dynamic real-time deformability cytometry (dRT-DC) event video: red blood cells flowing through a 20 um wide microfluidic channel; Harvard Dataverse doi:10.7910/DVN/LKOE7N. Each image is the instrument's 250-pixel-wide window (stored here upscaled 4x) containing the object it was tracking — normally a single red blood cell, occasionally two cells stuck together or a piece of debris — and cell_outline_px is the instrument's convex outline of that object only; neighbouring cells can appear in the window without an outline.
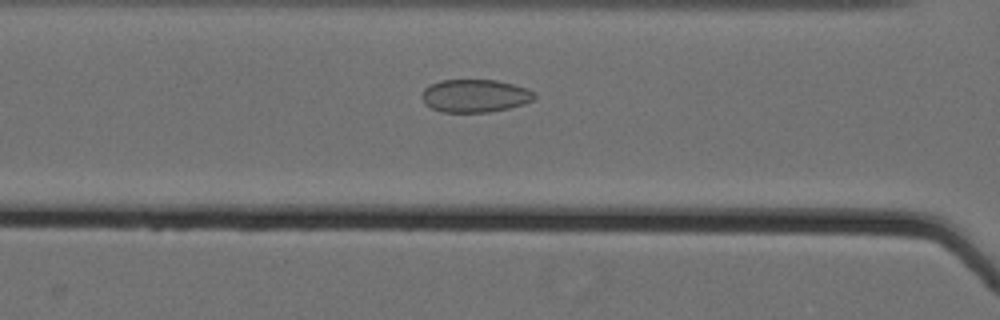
{"species": "Egyptian fruit bat (a non-hibernating species)", "species_latin": "Rousettus aegyptiacus", "temperature_condition": "cold", "stored_images_in_passage": 56, "camera_frame_rate_fps": 3000, "um_per_image_px": 0.085, "animal": {"sex": "female"}, "frame": {"image": 1, "passage_image": 25, "time_ms": 8.0, "image_size_px": [1000, 320], "cell_outline_px": [[536, 96], [532, 100], [524, 104], [508, 108], [488, 112], [440, 112], [424, 104], [420, 96], [424, 88], [440, 80], [496, 80], [528, 88], [536, 92]], "centroid_in_image_um": [40.36, 8.14], "position_along_channel_um": 126.2, "area_um2": 21.73}}
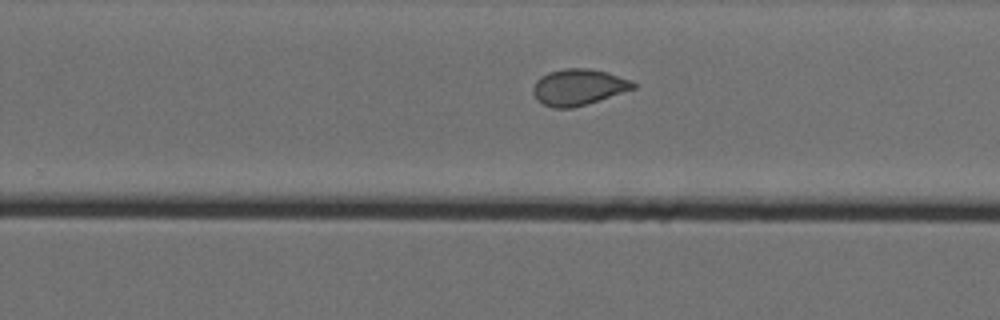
{"frame": {"image": 2, "passage_image": 38, "time_ms": 12.333, "image_size_px": [1000, 320], "cell_outline_px": [[636, 88], [588, 104], [572, 108], [552, 108], [544, 104], [532, 92], [532, 88], [536, 80], [540, 76], [548, 72], [564, 68], [588, 68], [608, 72], [632, 80], [636, 84]], "centroid_in_image_um": [49.19, 7.4], "position_along_channel_um": 280.6, "area_um2": 21.27}}
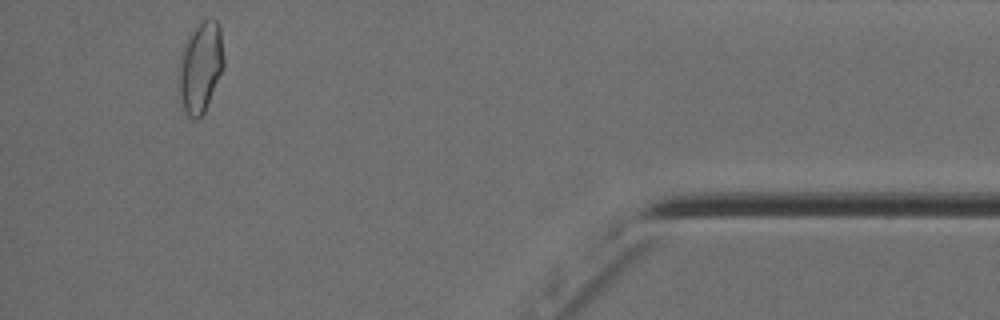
{"frame": {"image": 3, "passage_image": 53, "time_ms": 17.333, "image_size_px": [1000, 320], "cell_outline_px": [[224, 68], [204, 112], [196, 120], [192, 120], [188, 116], [180, 104], [176, 80], [180, 52], [192, 28], [200, 20], [212, 16], [220, 24], [224, 56]], "centroid_in_image_um": [17.01, 5.67], "position_along_channel_um": 418.2, "area_um2": 24.97}, "authors_computed_cell_mechanics": {"area_um2": 22.6287, "velocity_mm_per_s": 3.5753, "shape_relaxation_time_tau1_ms": null, "shape_relaxation_time_tau2_ms": 0.896, "deformation_change_tau1": null, "deformation_change_tau2": 0.0556}}